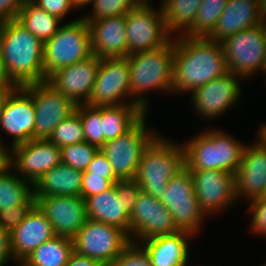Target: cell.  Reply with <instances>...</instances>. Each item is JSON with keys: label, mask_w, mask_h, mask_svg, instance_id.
<instances>
[{"label": "cell", "mask_w": 266, "mask_h": 266, "mask_svg": "<svg viewBox=\"0 0 266 266\" xmlns=\"http://www.w3.org/2000/svg\"><path fill=\"white\" fill-rule=\"evenodd\" d=\"M175 39L173 92L190 93L228 72L221 42L184 35Z\"/></svg>", "instance_id": "cell-1"}, {"label": "cell", "mask_w": 266, "mask_h": 266, "mask_svg": "<svg viewBox=\"0 0 266 266\" xmlns=\"http://www.w3.org/2000/svg\"><path fill=\"white\" fill-rule=\"evenodd\" d=\"M0 48L6 77L22 87L45 82L44 43L16 19L0 24Z\"/></svg>", "instance_id": "cell-2"}, {"label": "cell", "mask_w": 266, "mask_h": 266, "mask_svg": "<svg viewBox=\"0 0 266 266\" xmlns=\"http://www.w3.org/2000/svg\"><path fill=\"white\" fill-rule=\"evenodd\" d=\"M126 59L130 70V99L143 112H147L148 91L170 92L173 87V38L164 46L145 52L129 54Z\"/></svg>", "instance_id": "cell-3"}, {"label": "cell", "mask_w": 266, "mask_h": 266, "mask_svg": "<svg viewBox=\"0 0 266 266\" xmlns=\"http://www.w3.org/2000/svg\"><path fill=\"white\" fill-rule=\"evenodd\" d=\"M188 142L183 146L189 170H220L236 174L239 169L245 143L228 133L208 129Z\"/></svg>", "instance_id": "cell-4"}, {"label": "cell", "mask_w": 266, "mask_h": 266, "mask_svg": "<svg viewBox=\"0 0 266 266\" xmlns=\"http://www.w3.org/2000/svg\"><path fill=\"white\" fill-rule=\"evenodd\" d=\"M185 166L184 146L158 135L144 150L134 180L143 192L161 200L168 181Z\"/></svg>", "instance_id": "cell-5"}, {"label": "cell", "mask_w": 266, "mask_h": 266, "mask_svg": "<svg viewBox=\"0 0 266 266\" xmlns=\"http://www.w3.org/2000/svg\"><path fill=\"white\" fill-rule=\"evenodd\" d=\"M91 55L90 30L85 20L80 17L67 24H61L57 33L44 43L45 81L57 70Z\"/></svg>", "instance_id": "cell-6"}, {"label": "cell", "mask_w": 266, "mask_h": 266, "mask_svg": "<svg viewBox=\"0 0 266 266\" xmlns=\"http://www.w3.org/2000/svg\"><path fill=\"white\" fill-rule=\"evenodd\" d=\"M146 114L127 132L106 141L100 148L119 180H134L144 150L158 136L146 128Z\"/></svg>", "instance_id": "cell-7"}, {"label": "cell", "mask_w": 266, "mask_h": 266, "mask_svg": "<svg viewBox=\"0 0 266 266\" xmlns=\"http://www.w3.org/2000/svg\"><path fill=\"white\" fill-rule=\"evenodd\" d=\"M228 71L248 78L255 71L266 76V43L263 23L244 29L222 42Z\"/></svg>", "instance_id": "cell-8"}, {"label": "cell", "mask_w": 266, "mask_h": 266, "mask_svg": "<svg viewBox=\"0 0 266 266\" xmlns=\"http://www.w3.org/2000/svg\"><path fill=\"white\" fill-rule=\"evenodd\" d=\"M160 201L170 211L180 231H186L193 236L200 233L206 215L199 207L193 177L186 166L168 181Z\"/></svg>", "instance_id": "cell-9"}, {"label": "cell", "mask_w": 266, "mask_h": 266, "mask_svg": "<svg viewBox=\"0 0 266 266\" xmlns=\"http://www.w3.org/2000/svg\"><path fill=\"white\" fill-rule=\"evenodd\" d=\"M73 239L74 252L100 261L108 266L131 242L117 227L87 219Z\"/></svg>", "instance_id": "cell-10"}, {"label": "cell", "mask_w": 266, "mask_h": 266, "mask_svg": "<svg viewBox=\"0 0 266 266\" xmlns=\"http://www.w3.org/2000/svg\"><path fill=\"white\" fill-rule=\"evenodd\" d=\"M159 10L138 4L126 14L128 55L158 49L172 39Z\"/></svg>", "instance_id": "cell-11"}, {"label": "cell", "mask_w": 266, "mask_h": 266, "mask_svg": "<svg viewBox=\"0 0 266 266\" xmlns=\"http://www.w3.org/2000/svg\"><path fill=\"white\" fill-rule=\"evenodd\" d=\"M22 87L32 96L35 107L34 139H48L76 111L77 106L47 81Z\"/></svg>", "instance_id": "cell-12"}, {"label": "cell", "mask_w": 266, "mask_h": 266, "mask_svg": "<svg viewBox=\"0 0 266 266\" xmlns=\"http://www.w3.org/2000/svg\"><path fill=\"white\" fill-rule=\"evenodd\" d=\"M127 97H130L128 60L126 57L102 58L88 105L101 107L133 104L122 100Z\"/></svg>", "instance_id": "cell-13"}, {"label": "cell", "mask_w": 266, "mask_h": 266, "mask_svg": "<svg viewBox=\"0 0 266 266\" xmlns=\"http://www.w3.org/2000/svg\"><path fill=\"white\" fill-rule=\"evenodd\" d=\"M177 231L180 230L176 227L170 211L160 200L141 190L130 213V240L140 243Z\"/></svg>", "instance_id": "cell-14"}, {"label": "cell", "mask_w": 266, "mask_h": 266, "mask_svg": "<svg viewBox=\"0 0 266 266\" xmlns=\"http://www.w3.org/2000/svg\"><path fill=\"white\" fill-rule=\"evenodd\" d=\"M190 172L199 207L206 216L220 212L237 201L235 174L220 170Z\"/></svg>", "instance_id": "cell-15"}, {"label": "cell", "mask_w": 266, "mask_h": 266, "mask_svg": "<svg viewBox=\"0 0 266 266\" xmlns=\"http://www.w3.org/2000/svg\"><path fill=\"white\" fill-rule=\"evenodd\" d=\"M12 150V170L34 184L42 175L62 163L61 148L48 139H32L14 146Z\"/></svg>", "instance_id": "cell-16"}, {"label": "cell", "mask_w": 266, "mask_h": 266, "mask_svg": "<svg viewBox=\"0 0 266 266\" xmlns=\"http://www.w3.org/2000/svg\"><path fill=\"white\" fill-rule=\"evenodd\" d=\"M238 77L243 79L228 71L221 77L193 90L190 93L193 100L191 102L197 114L205 119H213L222 116L231 106L237 104V100L242 95Z\"/></svg>", "instance_id": "cell-17"}, {"label": "cell", "mask_w": 266, "mask_h": 266, "mask_svg": "<svg viewBox=\"0 0 266 266\" xmlns=\"http://www.w3.org/2000/svg\"><path fill=\"white\" fill-rule=\"evenodd\" d=\"M101 58L92 54L73 65L54 72L47 82L76 106L88 104Z\"/></svg>", "instance_id": "cell-18"}, {"label": "cell", "mask_w": 266, "mask_h": 266, "mask_svg": "<svg viewBox=\"0 0 266 266\" xmlns=\"http://www.w3.org/2000/svg\"><path fill=\"white\" fill-rule=\"evenodd\" d=\"M35 116L32 96L23 87H15L0 113V128L13 138L11 148L34 139Z\"/></svg>", "instance_id": "cell-19"}, {"label": "cell", "mask_w": 266, "mask_h": 266, "mask_svg": "<svg viewBox=\"0 0 266 266\" xmlns=\"http://www.w3.org/2000/svg\"><path fill=\"white\" fill-rule=\"evenodd\" d=\"M35 203L52 224L55 235L73 238L87 220L85 200L81 196H47Z\"/></svg>", "instance_id": "cell-20"}, {"label": "cell", "mask_w": 266, "mask_h": 266, "mask_svg": "<svg viewBox=\"0 0 266 266\" xmlns=\"http://www.w3.org/2000/svg\"><path fill=\"white\" fill-rule=\"evenodd\" d=\"M245 145L239 169L235 174L237 200L260 198L266 188V145L259 137Z\"/></svg>", "instance_id": "cell-21"}, {"label": "cell", "mask_w": 266, "mask_h": 266, "mask_svg": "<svg viewBox=\"0 0 266 266\" xmlns=\"http://www.w3.org/2000/svg\"><path fill=\"white\" fill-rule=\"evenodd\" d=\"M55 235L52 224L35 203L25 219L10 233L13 258L20 263Z\"/></svg>", "instance_id": "cell-22"}, {"label": "cell", "mask_w": 266, "mask_h": 266, "mask_svg": "<svg viewBox=\"0 0 266 266\" xmlns=\"http://www.w3.org/2000/svg\"><path fill=\"white\" fill-rule=\"evenodd\" d=\"M126 15L106 17L88 24L92 54L102 58L128 56Z\"/></svg>", "instance_id": "cell-23"}, {"label": "cell", "mask_w": 266, "mask_h": 266, "mask_svg": "<svg viewBox=\"0 0 266 266\" xmlns=\"http://www.w3.org/2000/svg\"><path fill=\"white\" fill-rule=\"evenodd\" d=\"M261 23L260 0H228L214 30L207 38L222 42L229 36Z\"/></svg>", "instance_id": "cell-24"}, {"label": "cell", "mask_w": 266, "mask_h": 266, "mask_svg": "<svg viewBox=\"0 0 266 266\" xmlns=\"http://www.w3.org/2000/svg\"><path fill=\"white\" fill-rule=\"evenodd\" d=\"M195 237L186 231L162 235L140 242L148 252L152 266H186L189 258L188 239Z\"/></svg>", "instance_id": "cell-25"}, {"label": "cell", "mask_w": 266, "mask_h": 266, "mask_svg": "<svg viewBox=\"0 0 266 266\" xmlns=\"http://www.w3.org/2000/svg\"><path fill=\"white\" fill-rule=\"evenodd\" d=\"M84 200L87 219L122 229L130 237V215L125 211L124 202L117 196L116 183Z\"/></svg>", "instance_id": "cell-26"}, {"label": "cell", "mask_w": 266, "mask_h": 266, "mask_svg": "<svg viewBox=\"0 0 266 266\" xmlns=\"http://www.w3.org/2000/svg\"><path fill=\"white\" fill-rule=\"evenodd\" d=\"M83 172L60 163L33 184L35 198L47 196H81Z\"/></svg>", "instance_id": "cell-27"}, {"label": "cell", "mask_w": 266, "mask_h": 266, "mask_svg": "<svg viewBox=\"0 0 266 266\" xmlns=\"http://www.w3.org/2000/svg\"><path fill=\"white\" fill-rule=\"evenodd\" d=\"M73 251L72 238L56 235L32 251L19 266H65Z\"/></svg>", "instance_id": "cell-28"}, {"label": "cell", "mask_w": 266, "mask_h": 266, "mask_svg": "<svg viewBox=\"0 0 266 266\" xmlns=\"http://www.w3.org/2000/svg\"><path fill=\"white\" fill-rule=\"evenodd\" d=\"M144 114L136 104L102 106L104 143L127 132Z\"/></svg>", "instance_id": "cell-29"}, {"label": "cell", "mask_w": 266, "mask_h": 266, "mask_svg": "<svg viewBox=\"0 0 266 266\" xmlns=\"http://www.w3.org/2000/svg\"><path fill=\"white\" fill-rule=\"evenodd\" d=\"M201 3L202 0H168L161 7L167 32L173 38L175 32L182 36L193 26Z\"/></svg>", "instance_id": "cell-30"}, {"label": "cell", "mask_w": 266, "mask_h": 266, "mask_svg": "<svg viewBox=\"0 0 266 266\" xmlns=\"http://www.w3.org/2000/svg\"><path fill=\"white\" fill-rule=\"evenodd\" d=\"M16 20L43 43L51 39L61 26L58 17L39 8L31 0L22 7Z\"/></svg>", "instance_id": "cell-31"}, {"label": "cell", "mask_w": 266, "mask_h": 266, "mask_svg": "<svg viewBox=\"0 0 266 266\" xmlns=\"http://www.w3.org/2000/svg\"><path fill=\"white\" fill-rule=\"evenodd\" d=\"M12 171L11 168L0 175V211L22 203H35L33 184Z\"/></svg>", "instance_id": "cell-32"}, {"label": "cell", "mask_w": 266, "mask_h": 266, "mask_svg": "<svg viewBox=\"0 0 266 266\" xmlns=\"http://www.w3.org/2000/svg\"><path fill=\"white\" fill-rule=\"evenodd\" d=\"M228 0H202L193 26L186 37H207L215 28Z\"/></svg>", "instance_id": "cell-33"}, {"label": "cell", "mask_w": 266, "mask_h": 266, "mask_svg": "<svg viewBox=\"0 0 266 266\" xmlns=\"http://www.w3.org/2000/svg\"><path fill=\"white\" fill-rule=\"evenodd\" d=\"M48 140L58 147L85 141V135L80 119V105L76 111L63 120L49 136Z\"/></svg>", "instance_id": "cell-34"}, {"label": "cell", "mask_w": 266, "mask_h": 266, "mask_svg": "<svg viewBox=\"0 0 266 266\" xmlns=\"http://www.w3.org/2000/svg\"><path fill=\"white\" fill-rule=\"evenodd\" d=\"M80 119L85 141L100 149L104 145L102 106L80 105Z\"/></svg>", "instance_id": "cell-35"}, {"label": "cell", "mask_w": 266, "mask_h": 266, "mask_svg": "<svg viewBox=\"0 0 266 266\" xmlns=\"http://www.w3.org/2000/svg\"><path fill=\"white\" fill-rule=\"evenodd\" d=\"M138 4L137 0H93L91 14L83 15L82 18L89 24L101 18L118 17L126 15Z\"/></svg>", "instance_id": "cell-36"}, {"label": "cell", "mask_w": 266, "mask_h": 266, "mask_svg": "<svg viewBox=\"0 0 266 266\" xmlns=\"http://www.w3.org/2000/svg\"><path fill=\"white\" fill-rule=\"evenodd\" d=\"M98 150V147L91 145L86 141L62 146V163L73 169L84 172Z\"/></svg>", "instance_id": "cell-37"}, {"label": "cell", "mask_w": 266, "mask_h": 266, "mask_svg": "<svg viewBox=\"0 0 266 266\" xmlns=\"http://www.w3.org/2000/svg\"><path fill=\"white\" fill-rule=\"evenodd\" d=\"M108 266H152L148 252L136 242L131 241Z\"/></svg>", "instance_id": "cell-38"}, {"label": "cell", "mask_w": 266, "mask_h": 266, "mask_svg": "<svg viewBox=\"0 0 266 266\" xmlns=\"http://www.w3.org/2000/svg\"><path fill=\"white\" fill-rule=\"evenodd\" d=\"M35 203H22L0 211V227L12 232L24 219Z\"/></svg>", "instance_id": "cell-39"}, {"label": "cell", "mask_w": 266, "mask_h": 266, "mask_svg": "<svg viewBox=\"0 0 266 266\" xmlns=\"http://www.w3.org/2000/svg\"><path fill=\"white\" fill-rule=\"evenodd\" d=\"M82 187H81V197L86 199L90 196L100 194L112 187L119 179H107L101 176L88 174L83 172L82 174Z\"/></svg>", "instance_id": "cell-40"}, {"label": "cell", "mask_w": 266, "mask_h": 266, "mask_svg": "<svg viewBox=\"0 0 266 266\" xmlns=\"http://www.w3.org/2000/svg\"><path fill=\"white\" fill-rule=\"evenodd\" d=\"M141 187L135 180H119L116 182L117 196L124 202L125 211L130 215L132 212Z\"/></svg>", "instance_id": "cell-41"}, {"label": "cell", "mask_w": 266, "mask_h": 266, "mask_svg": "<svg viewBox=\"0 0 266 266\" xmlns=\"http://www.w3.org/2000/svg\"><path fill=\"white\" fill-rule=\"evenodd\" d=\"M249 203L248 214L251 215L252 231L266 236V199L260 197Z\"/></svg>", "instance_id": "cell-42"}, {"label": "cell", "mask_w": 266, "mask_h": 266, "mask_svg": "<svg viewBox=\"0 0 266 266\" xmlns=\"http://www.w3.org/2000/svg\"><path fill=\"white\" fill-rule=\"evenodd\" d=\"M35 5L60 20L65 18L67 13L76 9L71 0H31Z\"/></svg>", "instance_id": "cell-43"}, {"label": "cell", "mask_w": 266, "mask_h": 266, "mask_svg": "<svg viewBox=\"0 0 266 266\" xmlns=\"http://www.w3.org/2000/svg\"><path fill=\"white\" fill-rule=\"evenodd\" d=\"M84 172L88 174L101 176L102 178L118 179L114 175L112 167L109 161L107 160L105 154L100 149L94 155L91 163Z\"/></svg>", "instance_id": "cell-44"}, {"label": "cell", "mask_w": 266, "mask_h": 266, "mask_svg": "<svg viewBox=\"0 0 266 266\" xmlns=\"http://www.w3.org/2000/svg\"><path fill=\"white\" fill-rule=\"evenodd\" d=\"M28 0H0V24L17 19L19 12Z\"/></svg>", "instance_id": "cell-45"}, {"label": "cell", "mask_w": 266, "mask_h": 266, "mask_svg": "<svg viewBox=\"0 0 266 266\" xmlns=\"http://www.w3.org/2000/svg\"><path fill=\"white\" fill-rule=\"evenodd\" d=\"M14 260L10 232L0 227V266H4L8 261Z\"/></svg>", "instance_id": "cell-46"}, {"label": "cell", "mask_w": 266, "mask_h": 266, "mask_svg": "<svg viewBox=\"0 0 266 266\" xmlns=\"http://www.w3.org/2000/svg\"><path fill=\"white\" fill-rule=\"evenodd\" d=\"M65 266H104L100 261L73 251Z\"/></svg>", "instance_id": "cell-47"}, {"label": "cell", "mask_w": 266, "mask_h": 266, "mask_svg": "<svg viewBox=\"0 0 266 266\" xmlns=\"http://www.w3.org/2000/svg\"><path fill=\"white\" fill-rule=\"evenodd\" d=\"M0 141V175L5 174L11 169L12 150H7V147Z\"/></svg>", "instance_id": "cell-48"}, {"label": "cell", "mask_w": 266, "mask_h": 266, "mask_svg": "<svg viewBox=\"0 0 266 266\" xmlns=\"http://www.w3.org/2000/svg\"><path fill=\"white\" fill-rule=\"evenodd\" d=\"M16 86H0V113L2 111L3 105L10 94V92L15 88ZM1 141V139H0Z\"/></svg>", "instance_id": "cell-49"}, {"label": "cell", "mask_w": 266, "mask_h": 266, "mask_svg": "<svg viewBox=\"0 0 266 266\" xmlns=\"http://www.w3.org/2000/svg\"><path fill=\"white\" fill-rule=\"evenodd\" d=\"M0 86H15L11 84L7 77L2 63V55H1V48H0Z\"/></svg>", "instance_id": "cell-50"}, {"label": "cell", "mask_w": 266, "mask_h": 266, "mask_svg": "<svg viewBox=\"0 0 266 266\" xmlns=\"http://www.w3.org/2000/svg\"><path fill=\"white\" fill-rule=\"evenodd\" d=\"M76 10L84 8V6L90 5L93 0H71Z\"/></svg>", "instance_id": "cell-51"}, {"label": "cell", "mask_w": 266, "mask_h": 266, "mask_svg": "<svg viewBox=\"0 0 266 266\" xmlns=\"http://www.w3.org/2000/svg\"><path fill=\"white\" fill-rule=\"evenodd\" d=\"M261 2V22L266 24V0H260Z\"/></svg>", "instance_id": "cell-52"}, {"label": "cell", "mask_w": 266, "mask_h": 266, "mask_svg": "<svg viewBox=\"0 0 266 266\" xmlns=\"http://www.w3.org/2000/svg\"><path fill=\"white\" fill-rule=\"evenodd\" d=\"M258 137L266 145V124L259 128Z\"/></svg>", "instance_id": "cell-53"}, {"label": "cell", "mask_w": 266, "mask_h": 266, "mask_svg": "<svg viewBox=\"0 0 266 266\" xmlns=\"http://www.w3.org/2000/svg\"><path fill=\"white\" fill-rule=\"evenodd\" d=\"M139 5H144V6H151V2L149 0H137ZM161 2V7L168 1V0H160Z\"/></svg>", "instance_id": "cell-54"}, {"label": "cell", "mask_w": 266, "mask_h": 266, "mask_svg": "<svg viewBox=\"0 0 266 266\" xmlns=\"http://www.w3.org/2000/svg\"><path fill=\"white\" fill-rule=\"evenodd\" d=\"M263 28H264V37H265V43H266V24H263Z\"/></svg>", "instance_id": "cell-55"}, {"label": "cell", "mask_w": 266, "mask_h": 266, "mask_svg": "<svg viewBox=\"0 0 266 266\" xmlns=\"http://www.w3.org/2000/svg\"><path fill=\"white\" fill-rule=\"evenodd\" d=\"M261 198L266 199V188H265V191H264V193L262 194Z\"/></svg>", "instance_id": "cell-56"}]
</instances>
